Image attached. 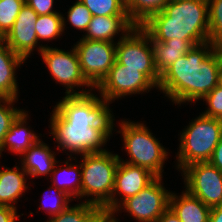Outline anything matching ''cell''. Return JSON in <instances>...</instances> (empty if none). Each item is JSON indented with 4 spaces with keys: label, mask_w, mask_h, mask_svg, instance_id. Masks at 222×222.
<instances>
[{
    "label": "cell",
    "mask_w": 222,
    "mask_h": 222,
    "mask_svg": "<svg viewBox=\"0 0 222 222\" xmlns=\"http://www.w3.org/2000/svg\"><path fill=\"white\" fill-rule=\"evenodd\" d=\"M109 215L103 208L86 203L69 205L60 214L50 217L46 222H104Z\"/></svg>",
    "instance_id": "obj_23"
},
{
    "label": "cell",
    "mask_w": 222,
    "mask_h": 222,
    "mask_svg": "<svg viewBox=\"0 0 222 222\" xmlns=\"http://www.w3.org/2000/svg\"><path fill=\"white\" fill-rule=\"evenodd\" d=\"M25 4V0H0V33L5 37Z\"/></svg>",
    "instance_id": "obj_28"
},
{
    "label": "cell",
    "mask_w": 222,
    "mask_h": 222,
    "mask_svg": "<svg viewBox=\"0 0 222 222\" xmlns=\"http://www.w3.org/2000/svg\"><path fill=\"white\" fill-rule=\"evenodd\" d=\"M65 161L64 167H60L59 160L56 161V164L51 173V181L57 189L69 195L73 200L80 199L81 193V181L82 173L80 161L79 164H71L69 161L75 160L76 157H68ZM78 166V167H77Z\"/></svg>",
    "instance_id": "obj_21"
},
{
    "label": "cell",
    "mask_w": 222,
    "mask_h": 222,
    "mask_svg": "<svg viewBox=\"0 0 222 222\" xmlns=\"http://www.w3.org/2000/svg\"><path fill=\"white\" fill-rule=\"evenodd\" d=\"M25 60L14 53L5 40L0 41V97L18 99L16 70Z\"/></svg>",
    "instance_id": "obj_18"
},
{
    "label": "cell",
    "mask_w": 222,
    "mask_h": 222,
    "mask_svg": "<svg viewBox=\"0 0 222 222\" xmlns=\"http://www.w3.org/2000/svg\"><path fill=\"white\" fill-rule=\"evenodd\" d=\"M118 218H116V215H109V217L104 222H118Z\"/></svg>",
    "instance_id": "obj_38"
},
{
    "label": "cell",
    "mask_w": 222,
    "mask_h": 222,
    "mask_svg": "<svg viewBox=\"0 0 222 222\" xmlns=\"http://www.w3.org/2000/svg\"><path fill=\"white\" fill-rule=\"evenodd\" d=\"M4 40V37L0 33V41Z\"/></svg>",
    "instance_id": "obj_40"
},
{
    "label": "cell",
    "mask_w": 222,
    "mask_h": 222,
    "mask_svg": "<svg viewBox=\"0 0 222 222\" xmlns=\"http://www.w3.org/2000/svg\"><path fill=\"white\" fill-rule=\"evenodd\" d=\"M40 55L55 83H59L66 87V95H82L95 90L82 73L79 58L74 46L70 51H65V49L62 50L58 47L53 48L47 46L40 52ZM84 86L90 89H84ZM81 87L83 89L79 90L78 88Z\"/></svg>",
    "instance_id": "obj_8"
},
{
    "label": "cell",
    "mask_w": 222,
    "mask_h": 222,
    "mask_svg": "<svg viewBox=\"0 0 222 222\" xmlns=\"http://www.w3.org/2000/svg\"><path fill=\"white\" fill-rule=\"evenodd\" d=\"M155 68L161 75L177 59L184 56L193 46L187 40L177 38L164 42L154 41L151 38Z\"/></svg>",
    "instance_id": "obj_22"
},
{
    "label": "cell",
    "mask_w": 222,
    "mask_h": 222,
    "mask_svg": "<svg viewBox=\"0 0 222 222\" xmlns=\"http://www.w3.org/2000/svg\"><path fill=\"white\" fill-rule=\"evenodd\" d=\"M80 156L82 157L80 199L87 196L84 202L103 208L111 200L120 161L119 155L108 150Z\"/></svg>",
    "instance_id": "obj_6"
},
{
    "label": "cell",
    "mask_w": 222,
    "mask_h": 222,
    "mask_svg": "<svg viewBox=\"0 0 222 222\" xmlns=\"http://www.w3.org/2000/svg\"><path fill=\"white\" fill-rule=\"evenodd\" d=\"M180 132L177 170L200 162H209L222 137V120L200 113Z\"/></svg>",
    "instance_id": "obj_5"
},
{
    "label": "cell",
    "mask_w": 222,
    "mask_h": 222,
    "mask_svg": "<svg viewBox=\"0 0 222 222\" xmlns=\"http://www.w3.org/2000/svg\"><path fill=\"white\" fill-rule=\"evenodd\" d=\"M63 17V30L66 28V22H69L77 30H82L83 33L87 30L88 25L92 19V14L88 8L80 1L76 0L75 3L69 8L67 12V20Z\"/></svg>",
    "instance_id": "obj_30"
},
{
    "label": "cell",
    "mask_w": 222,
    "mask_h": 222,
    "mask_svg": "<svg viewBox=\"0 0 222 222\" xmlns=\"http://www.w3.org/2000/svg\"><path fill=\"white\" fill-rule=\"evenodd\" d=\"M63 14L39 15L36 21V35L39 41H52L63 35Z\"/></svg>",
    "instance_id": "obj_25"
},
{
    "label": "cell",
    "mask_w": 222,
    "mask_h": 222,
    "mask_svg": "<svg viewBox=\"0 0 222 222\" xmlns=\"http://www.w3.org/2000/svg\"><path fill=\"white\" fill-rule=\"evenodd\" d=\"M56 154L43 140L34 143L22 156L21 167L32 178L51 175L56 164Z\"/></svg>",
    "instance_id": "obj_16"
},
{
    "label": "cell",
    "mask_w": 222,
    "mask_h": 222,
    "mask_svg": "<svg viewBox=\"0 0 222 222\" xmlns=\"http://www.w3.org/2000/svg\"><path fill=\"white\" fill-rule=\"evenodd\" d=\"M25 3L30 6L38 15H48L52 13H60L53 10L54 0H25Z\"/></svg>",
    "instance_id": "obj_33"
},
{
    "label": "cell",
    "mask_w": 222,
    "mask_h": 222,
    "mask_svg": "<svg viewBox=\"0 0 222 222\" xmlns=\"http://www.w3.org/2000/svg\"><path fill=\"white\" fill-rule=\"evenodd\" d=\"M170 0H125V6L130 20L135 25H141L152 14L163 10Z\"/></svg>",
    "instance_id": "obj_24"
},
{
    "label": "cell",
    "mask_w": 222,
    "mask_h": 222,
    "mask_svg": "<svg viewBox=\"0 0 222 222\" xmlns=\"http://www.w3.org/2000/svg\"><path fill=\"white\" fill-rule=\"evenodd\" d=\"M220 84L222 85V71H221V75H220Z\"/></svg>",
    "instance_id": "obj_39"
},
{
    "label": "cell",
    "mask_w": 222,
    "mask_h": 222,
    "mask_svg": "<svg viewBox=\"0 0 222 222\" xmlns=\"http://www.w3.org/2000/svg\"><path fill=\"white\" fill-rule=\"evenodd\" d=\"M156 222H181L180 219L168 208Z\"/></svg>",
    "instance_id": "obj_36"
},
{
    "label": "cell",
    "mask_w": 222,
    "mask_h": 222,
    "mask_svg": "<svg viewBox=\"0 0 222 222\" xmlns=\"http://www.w3.org/2000/svg\"><path fill=\"white\" fill-rule=\"evenodd\" d=\"M74 48L85 79L96 88L116 61V43L80 38Z\"/></svg>",
    "instance_id": "obj_10"
},
{
    "label": "cell",
    "mask_w": 222,
    "mask_h": 222,
    "mask_svg": "<svg viewBox=\"0 0 222 222\" xmlns=\"http://www.w3.org/2000/svg\"><path fill=\"white\" fill-rule=\"evenodd\" d=\"M92 16H128L125 0H80Z\"/></svg>",
    "instance_id": "obj_26"
},
{
    "label": "cell",
    "mask_w": 222,
    "mask_h": 222,
    "mask_svg": "<svg viewBox=\"0 0 222 222\" xmlns=\"http://www.w3.org/2000/svg\"><path fill=\"white\" fill-rule=\"evenodd\" d=\"M50 191L52 193L55 194V197L54 195L52 196V194L50 195L49 193H46V194H49L50 196H52L51 198L54 197L53 199V202L47 204V198H50L48 195L44 194L43 196V200L39 209H44L46 210V212L49 214V217H53V216H56L58 214H60L64 209H66L68 206H69V203L70 201H72L73 199L67 195L66 193L60 191L59 189H57L54 185H52L51 187H49ZM55 189V190H54ZM48 192V191H47ZM46 195V196H45Z\"/></svg>",
    "instance_id": "obj_31"
},
{
    "label": "cell",
    "mask_w": 222,
    "mask_h": 222,
    "mask_svg": "<svg viewBox=\"0 0 222 222\" xmlns=\"http://www.w3.org/2000/svg\"><path fill=\"white\" fill-rule=\"evenodd\" d=\"M116 60L126 68L138 69L158 87L160 75L155 68L151 37L140 25L118 38Z\"/></svg>",
    "instance_id": "obj_7"
},
{
    "label": "cell",
    "mask_w": 222,
    "mask_h": 222,
    "mask_svg": "<svg viewBox=\"0 0 222 222\" xmlns=\"http://www.w3.org/2000/svg\"><path fill=\"white\" fill-rule=\"evenodd\" d=\"M222 50L207 41L193 46L161 75L158 90L173 104L196 103L220 84Z\"/></svg>",
    "instance_id": "obj_2"
},
{
    "label": "cell",
    "mask_w": 222,
    "mask_h": 222,
    "mask_svg": "<svg viewBox=\"0 0 222 222\" xmlns=\"http://www.w3.org/2000/svg\"><path fill=\"white\" fill-rule=\"evenodd\" d=\"M186 190L212 208L222 205V172L210 162L194 163L182 170Z\"/></svg>",
    "instance_id": "obj_12"
},
{
    "label": "cell",
    "mask_w": 222,
    "mask_h": 222,
    "mask_svg": "<svg viewBox=\"0 0 222 222\" xmlns=\"http://www.w3.org/2000/svg\"><path fill=\"white\" fill-rule=\"evenodd\" d=\"M154 41L174 38L192 46L209 41L208 0H170L140 25Z\"/></svg>",
    "instance_id": "obj_3"
},
{
    "label": "cell",
    "mask_w": 222,
    "mask_h": 222,
    "mask_svg": "<svg viewBox=\"0 0 222 222\" xmlns=\"http://www.w3.org/2000/svg\"><path fill=\"white\" fill-rule=\"evenodd\" d=\"M16 100L18 101L14 98L0 97V148L11 124L23 111V109L13 107L17 103Z\"/></svg>",
    "instance_id": "obj_29"
},
{
    "label": "cell",
    "mask_w": 222,
    "mask_h": 222,
    "mask_svg": "<svg viewBox=\"0 0 222 222\" xmlns=\"http://www.w3.org/2000/svg\"><path fill=\"white\" fill-rule=\"evenodd\" d=\"M209 41L222 50V0H208Z\"/></svg>",
    "instance_id": "obj_27"
},
{
    "label": "cell",
    "mask_w": 222,
    "mask_h": 222,
    "mask_svg": "<svg viewBox=\"0 0 222 222\" xmlns=\"http://www.w3.org/2000/svg\"><path fill=\"white\" fill-rule=\"evenodd\" d=\"M61 98L49 119V133L55 139L58 151L67 150L70 157L72 154L106 152V148L102 147L115 130V116L110 110V103L92 92Z\"/></svg>",
    "instance_id": "obj_1"
},
{
    "label": "cell",
    "mask_w": 222,
    "mask_h": 222,
    "mask_svg": "<svg viewBox=\"0 0 222 222\" xmlns=\"http://www.w3.org/2000/svg\"><path fill=\"white\" fill-rule=\"evenodd\" d=\"M202 100L208 105L202 114L222 120V85H217Z\"/></svg>",
    "instance_id": "obj_32"
},
{
    "label": "cell",
    "mask_w": 222,
    "mask_h": 222,
    "mask_svg": "<svg viewBox=\"0 0 222 222\" xmlns=\"http://www.w3.org/2000/svg\"><path fill=\"white\" fill-rule=\"evenodd\" d=\"M2 167L0 170V205L17 209L15 206L17 200L25 190L30 188L26 184L28 174L19 166L13 168Z\"/></svg>",
    "instance_id": "obj_20"
},
{
    "label": "cell",
    "mask_w": 222,
    "mask_h": 222,
    "mask_svg": "<svg viewBox=\"0 0 222 222\" xmlns=\"http://www.w3.org/2000/svg\"><path fill=\"white\" fill-rule=\"evenodd\" d=\"M21 215L17 214V209L0 205V222H17Z\"/></svg>",
    "instance_id": "obj_34"
},
{
    "label": "cell",
    "mask_w": 222,
    "mask_h": 222,
    "mask_svg": "<svg viewBox=\"0 0 222 222\" xmlns=\"http://www.w3.org/2000/svg\"><path fill=\"white\" fill-rule=\"evenodd\" d=\"M135 26L129 16H92L85 35L81 38L116 43L117 34L121 32L120 35H126Z\"/></svg>",
    "instance_id": "obj_15"
},
{
    "label": "cell",
    "mask_w": 222,
    "mask_h": 222,
    "mask_svg": "<svg viewBox=\"0 0 222 222\" xmlns=\"http://www.w3.org/2000/svg\"><path fill=\"white\" fill-rule=\"evenodd\" d=\"M162 178L156 177L138 194L124 200L111 215L123 209L138 222H156L169 208L171 195V192L162 184Z\"/></svg>",
    "instance_id": "obj_9"
},
{
    "label": "cell",
    "mask_w": 222,
    "mask_h": 222,
    "mask_svg": "<svg viewBox=\"0 0 222 222\" xmlns=\"http://www.w3.org/2000/svg\"><path fill=\"white\" fill-rule=\"evenodd\" d=\"M152 88L158 87L144 73L138 69L126 68L116 60L95 90L111 104L125 96L148 93Z\"/></svg>",
    "instance_id": "obj_11"
},
{
    "label": "cell",
    "mask_w": 222,
    "mask_h": 222,
    "mask_svg": "<svg viewBox=\"0 0 222 222\" xmlns=\"http://www.w3.org/2000/svg\"><path fill=\"white\" fill-rule=\"evenodd\" d=\"M38 14L26 3L19 12L12 29L4 37L6 44L9 48L21 56L25 61L30 58L29 55L33 54L36 50L40 53L44 47L48 45L39 44L36 35V21Z\"/></svg>",
    "instance_id": "obj_14"
},
{
    "label": "cell",
    "mask_w": 222,
    "mask_h": 222,
    "mask_svg": "<svg viewBox=\"0 0 222 222\" xmlns=\"http://www.w3.org/2000/svg\"><path fill=\"white\" fill-rule=\"evenodd\" d=\"M119 126L117 133L122 134L124 143L122 148L127 152V156L129 155V160L126 159V161L119 156L120 161L145 168L156 177H164L163 167L166 159L169 158V152L152 135L150 129L144 123L126 119L121 120Z\"/></svg>",
    "instance_id": "obj_4"
},
{
    "label": "cell",
    "mask_w": 222,
    "mask_h": 222,
    "mask_svg": "<svg viewBox=\"0 0 222 222\" xmlns=\"http://www.w3.org/2000/svg\"><path fill=\"white\" fill-rule=\"evenodd\" d=\"M209 162L222 172V137L220 138L219 143L215 147Z\"/></svg>",
    "instance_id": "obj_35"
},
{
    "label": "cell",
    "mask_w": 222,
    "mask_h": 222,
    "mask_svg": "<svg viewBox=\"0 0 222 222\" xmlns=\"http://www.w3.org/2000/svg\"><path fill=\"white\" fill-rule=\"evenodd\" d=\"M28 111L23 110L17 118L13 121L9 131L4 137L3 143L0 148V157L2 152L11 151L16 155L22 156L34 143L40 138L27 126Z\"/></svg>",
    "instance_id": "obj_17"
},
{
    "label": "cell",
    "mask_w": 222,
    "mask_h": 222,
    "mask_svg": "<svg viewBox=\"0 0 222 222\" xmlns=\"http://www.w3.org/2000/svg\"><path fill=\"white\" fill-rule=\"evenodd\" d=\"M169 208L181 222H209L211 208L186 189L180 196L171 192Z\"/></svg>",
    "instance_id": "obj_19"
},
{
    "label": "cell",
    "mask_w": 222,
    "mask_h": 222,
    "mask_svg": "<svg viewBox=\"0 0 222 222\" xmlns=\"http://www.w3.org/2000/svg\"><path fill=\"white\" fill-rule=\"evenodd\" d=\"M209 222H222V205L211 208Z\"/></svg>",
    "instance_id": "obj_37"
},
{
    "label": "cell",
    "mask_w": 222,
    "mask_h": 222,
    "mask_svg": "<svg viewBox=\"0 0 222 222\" xmlns=\"http://www.w3.org/2000/svg\"><path fill=\"white\" fill-rule=\"evenodd\" d=\"M155 178L156 176L145 168L119 161L114 190L111 200L103 207L104 211L111 215L124 200L138 194ZM118 197L120 198L118 199Z\"/></svg>",
    "instance_id": "obj_13"
}]
</instances>
